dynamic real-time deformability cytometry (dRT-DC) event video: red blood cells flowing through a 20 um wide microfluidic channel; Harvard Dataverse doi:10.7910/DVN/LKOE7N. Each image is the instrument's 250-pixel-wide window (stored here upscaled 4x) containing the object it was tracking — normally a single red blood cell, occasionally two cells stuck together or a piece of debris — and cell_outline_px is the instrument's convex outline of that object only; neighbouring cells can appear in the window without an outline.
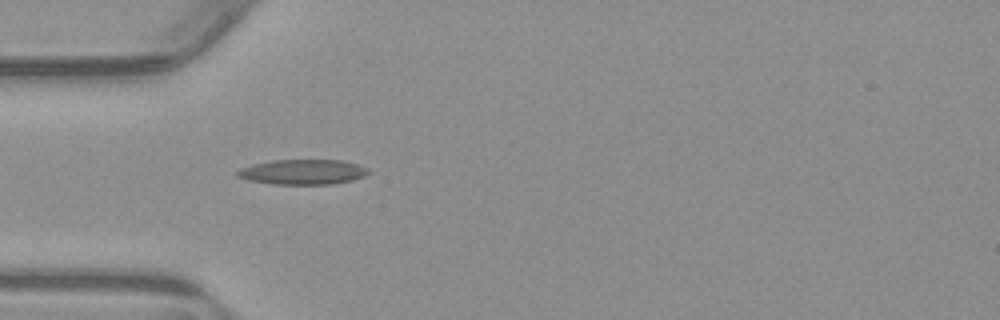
{"species": "common noctule bat (a hibernating species)", "species_latin": "Nyctalus noctula", "temperature_condition": "warm", "stored_images_in_passage": 38, "camera_frame_rate_fps": 3000, "um_per_image_px": 0.085, "animal": {"sex": "male", "body_mass_g": 23.1, "forearm_length_mm": 52.7}, "frame": {"image": 1, "passage_image": 1, "time_ms": 0.0, "image_size_px": [1000, 320], "cell_outline_px": [[372, 172], [364, 176], [352, 180], [332, 184], [272, 184], [248, 180], [236, 176], [236, 172], [240, 168], [252, 164], [272, 160], [344, 160], [368, 168]], "centroid_in_image_um": [25.74, 14.61], "position_along_channel_um": 59.3, "area_um2": 19.25}}
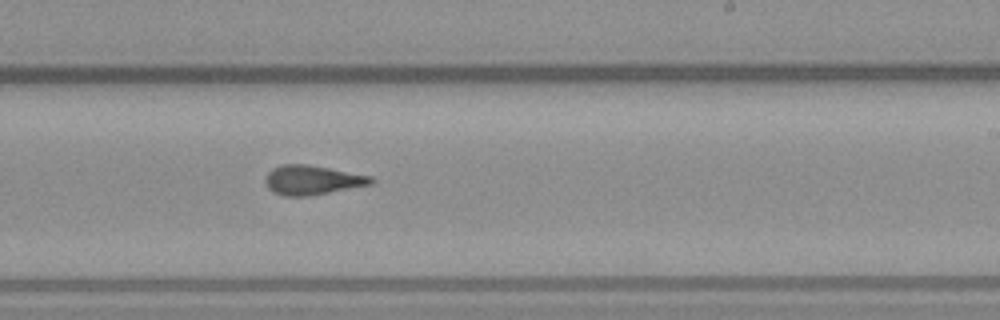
{"frame": {"image": 2, "passage_image": 17, "time_ms": 5.333, "image_size_px": [1000, 320], "cell_outline_px": [[376, 180], [372, 184], [308, 196], [284, 196], [272, 192], [268, 188], [264, 180], [268, 172], [272, 168], [280, 164], [308, 164], [372, 176]], "centroid_in_image_um": [26.52, 15.3], "position_along_channel_um": 262.5, "area_um2": 18.21}}
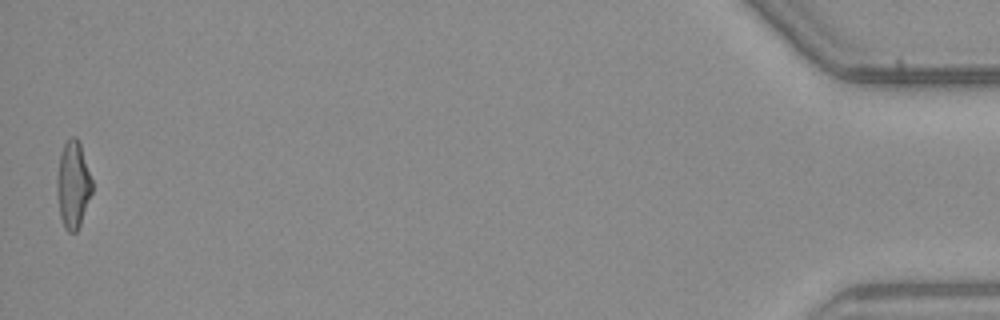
{"frame": {"image": 3, "passage_image": 38, "time_ms": 12.333, "image_size_px": [1000, 320], "cell_outline_px": [[92, 192], [80, 224], [76, 232], [68, 232], [64, 228], [60, 216], [56, 192], [56, 176], [60, 152], [64, 144], [72, 136], [76, 136], [80, 144], [92, 180]], "centroid_in_image_um": [6.18, 15.7], "position_along_channel_um": 429.0, "area_um2": 17.86}, "authors_computed_cell_mechanics": {"area_um2": 17.9758, "velocity_mm_per_s": 3.8416, "shape_relaxation_time_tau1_ms": 10.8673, "shape_relaxation_time_tau2_ms": 2.853, "deformation_change_tau1": 0.304, "deformation_change_tau2": 0.1262}}